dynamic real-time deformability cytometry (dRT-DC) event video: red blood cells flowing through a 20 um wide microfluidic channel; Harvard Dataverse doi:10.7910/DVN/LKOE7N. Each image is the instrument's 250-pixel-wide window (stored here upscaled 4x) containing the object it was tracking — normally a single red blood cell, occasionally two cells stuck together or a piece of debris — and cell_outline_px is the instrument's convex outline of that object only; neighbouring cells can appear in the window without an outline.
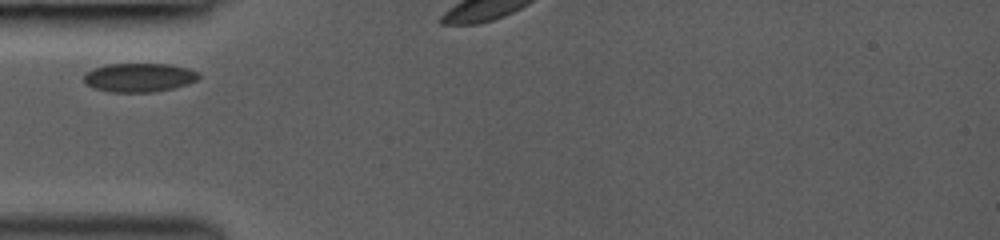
{"species": "common noctule bat (a hibernating species)", "species_latin": "Nyctalus noctula", "temperature_condition": "room temperature", "stored_images_in_passage": 10, "camera_frame_rate_fps": 3000, "um_per_image_px": 0.085, "animal": {"sex": "female", "body_mass_g": 19.0, "forearm_length_mm": 53.3}, "frame": {"image": 1, "passage_image": 1, "time_ms": 0.0, "image_size_px": [1000, 240], "cell_outline_px": [[200, 76], [196, 80], [188, 84], [172, 88], [152, 92], [108, 92], [92, 88], [84, 80], [84, 76], [92, 68], [108, 64], [168, 64], [188, 68], [200, 72]], "centroid_in_image_um": [11.84, 6.59], "position_along_channel_um": 73.2, "area_um2": 19.31}}
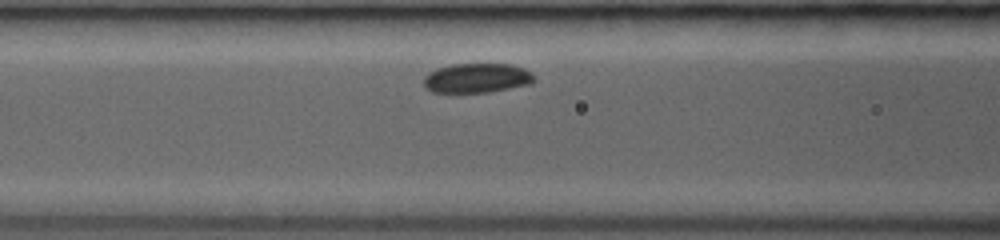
{"frame": {"image": 2, "passage_image": 7, "time_ms": 1.333, "image_size_px": [1000, 240], "cell_outline_px": [[536, 80], [532, 84], [488, 92], [432, 92], [424, 88], [424, 76], [428, 72], [436, 68], [452, 64], [512, 64], [524, 68], [532, 72], [536, 76]], "centroid_in_image_um": [40.56, 6.63], "position_along_channel_um": 126.0, "area_um2": 19.31}}